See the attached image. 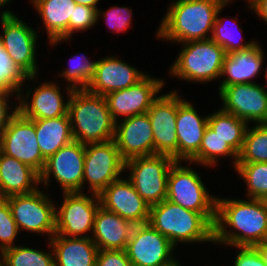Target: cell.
Here are the masks:
<instances>
[{"label": "cell", "instance_id": "40", "mask_svg": "<svg viewBox=\"0 0 267 266\" xmlns=\"http://www.w3.org/2000/svg\"><path fill=\"white\" fill-rule=\"evenodd\" d=\"M95 266H132L125 250H99Z\"/></svg>", "mask_w": 267, "mask_h": 266}, {"label": "cell", "instance_id": "6", "mask_svg": "<svg viewBox=\"0 0 267 266\" xmlns=\"http://www.w3.org/2000/svg\"><path fill=\"white\" fill-rule=\"evenodd\" d=\"M180 163L182 162L175 161L169 170L166 199L203 214L214 225L217 198L207 192L199 174L193 168Z\"/></svg>", "mask_w": 267, "mask_h": 266}, {"label": "cell", "instance_id": "2", "mask_svg": "<svg viewBox=\"0 0 267 266\" xmlns=\"http://www.w3.org/2000/svg\"><path fill=\"white\" fill-rule=\"evenodd\" d=\"M222 6L217 0H175L162 18L156 36L177 43L210 39L207 34H212Z\"/></svg>", "mask_w": 267, "mask_h": 266}, {"label": "cell", "instance_id": "11", "mask_svg": "<svg viewBox=\"0 0 267 266\" xmlns=\"http://www.w3.org/2000/svg\"><path fill=\"white\" fill-rule=\"evenodd\" d=\"M125 170V161L113 140L85 144L83 185L99 195Z\"/></svg>", "mask_w": 267, "mask_h": 266}, {"label": "cell", "instance_id": "16", "mask_svg": "<svg viewBox=\"0 0 267 266\" xmlns=\"http://www.w3.org/2000/svg\"><path fill=\"white\" fill-rule=\"evenodd\" d=\"M178 94L177 91H171L159 96L147 111L153 129L154 154L167 155L175 161H178Z\"/></svg>", "mask_w": 267, "mask_h": 266}, {"label": "cell", "instance_id": "7", "mask_svg": "<svg viewBox=\"0 0 267 266\" xmlns=\"http://www.w3.org/2000/svg\"><path fill=\"white\" fill-rule=\"evenodd\" d=\"M3 34L0 45L10 56L13 65L25 76L36 77L37 31L19 19L12 11L0 13Z\"/></svg>", "mask_w": 267, "mask_h": 266}, {"label": "cell", "instance_id": "25", "mask_svg": "<svg viewBox=\"0 0 267 266\" xmlns=\"http://www.w3.org/2000/svg\"><path fill=\"white\" fill-rule=\"evenodd\" d=\"M48 246L53 249L55 266H95L99 249L91 237L70 238L55 234Z\"/></svg>", "mask_w": 267, "mask_h": 266}, {"label": "cell", "instance_id": "20", "mask_svg": "<svg viewBox=\"0 0 267 266\" xmlns=\"http://www.w3.org/2000/svg\"><path fill=\"white\" fill-rule=\"evenodd\" d=\"M146 75L123 60L109 56L96 60L94 74L86 90L93 94L105 96L110 92L135 85Z\"/></svg>", "mask_w": 267, "mask_h": 266}, {"label": "cell", "instance_id": "37", "mask_svg": "<svg viewBox=\"0 0 267 266\" xmlns=\"http://www.w3.org/2000/svg\"><path fill=\"white\" fill-rule=\"evenodd\" d=\"M19 230L13 219L8 201H0V254L8 248L15 246L13 243Z\"/></svg>", "mask_w": 267, "mask_h": 266}, {"label": "cell", "instance_id": "9", "mask_svg": "<svg viewBox=\"0 0 267 266\" xmlns=\"http://www.w3.org/2000/svg\"><path fill=\"white\" fill-rule=\"evenodd\" d=\"M43 192L37 189L28 194L7 197L6 200L19 232L46 233L50 240L55 235L56 206Z\"/></svg>", "mask_w": 267, "mask_h": 266}, {"label": "cell", "instance_id": "41", "mask_svg": "<svg viewBox=\"0 0 267 266\" xmlns=\"http://www.w3.org/2000/svg\"><path fill=\"white\" fill-rule=\"evenodd\" d=\"M13 93L16 96V98H18L17 92L8 91V90L0 88V133L9 125L10 120L18 112V106H15L16 108L14 107L12 110L8 104L9 95L10 94L12 95ZM8 110H12V111L10 112Z\"/></svg>", "mask_w": 267, "mask_h": 266}, {"label": "cell", "instance_id": "14", "mask_svg": "<svg viewBox=\"0 0 267 266\" xmlns=\"http://www.w3.org/2000/svg\"><path fill=\"white\" fill-rule=\"evenodd\" d=\"M84 160L85 144L74 140L46 160L40 183L47 186L53 176L63 192H82Z\"/></svg>", "mask_w": 267, "mask_h": 266}, {"label": "cell", "instance_id": "29", "mask_svg": "<svg viewBox=\"0 0 267 266\" xmlns=\"http://www.w3.org/2000/svg\"><path fill=\"white\" fill-rule=\"evenodd\" d=\"M249 124L233 114L218 110L208 115V126L239 154Z\"/></svg>", "mask_w": 267, "mask_h": 266}, {"label": "cell", "instance_id": "8", "mask_svg": "<svg viewBox=\"0 0 267 266\" xmlns=\"http://www.w3.org/2000/svg\"><path fill=\"white\" fill-rule=\"evenodd\" d=\"M174 162L172 157L159 154L125 161V169H130L128 179L149 206L166 199L168 174Z\"/></svg>", "mask_w": 267, "mask_h": 266}, {"label": "cell", "instance_id": "45", "mask_svg": "<svg viewBox=\"0 0 267 266\" xmlns=\"http://www.w3.org/2000/svg\"><path fill=\"white\" fill-rule=\"evenodd\" d=\"M99 0H74L76 4L85 5L88 7H93L98 10L97 3Z\"/></svg>", "mask_w": 267, "mask_h": 266}, {"label": "cell", "instance_id": "46", "mask_svg": "<svg viewBox=\"0 0 267 266\" xmlns=\"http://www.w3.org/2000/svg\"><path fill=\"white\" fill-rule=\"evenodd\" d=\"M5 199H6V197L4 195V192H3V189H2V186L0 183V201L5 200Z\"/></svg>", "mask_w": 267, "mask_h": 266}, {"label": "cell", "instance_id": "26", "mask_svg": "<svg viewBox=\"0 0 267 266\" xmlns=\"http://www.w3.org/2000/svg\"><path fill=\"white\" fill-rule=\"evenodd\" d=\"M36 11L39 12L50 45L69 39V20L72 18L74 0H31Z\"/></svg>", "mask_w": 267, "mask_h": 266}, {"label": "cell", "instance_id": "44", "mask_svg": "<svg viewBox=\"0 0 267 266\" xmlns=\"http://www.w3.org/2000/svg\"><path fill=\"white\" fill-rule=\"evenodd\" d=\"M254 248L258 251L263 262L267 266V240L260 244L255 245Z\"/></svg>", "mask_w": 267, "mask_h": 266}, {"label": "cell", "instance_id": "42", "mask_svg": "<svg viewBox=\"0 0 267 266\" xmlns=\"http://www.w3.org/2000/svg\"><path fill=\"white\" fill-rule=\"evenodd\" d=\"M240 252L234 259V266H266L254 247H238Z\"/></svg>", "mask_w": 267, "mask_h": 266}, {"label": "cell", "instance_id": "24", "mask_svg": "<svg viewBox=\"0 0 267 266\" xmlns=\"http://www.w3.org/2000/svg\"><path fill=\"white\" fill-rule=\"evenodd\" d=\"M263 57L264 52L257 42L245 50L226 54L221 71V77L226 75V78L221 82L219 90L233 84L255 83L250 79L259 75Z\"/></svg>", "mask_w": 267, "mask_h": 266}, {"label": "cell", "instance_id": "5", "mask_svg": "<svg viewBox=\"0 0 267 266\" xmlns=\"http://www.w3.org/2000/svg\"><path fill=\"white\" fill-rule=\"evenodd\" d=\"M183 49L170 68L171 76L181 80L209 82L221 77L225 50L211 38L181 43ZM185 44V45H184Z\"/></svg>", "mask_w": 267, "mask_h": 266}, {"label": "cell", "instance_id": "1", "mask_svg": "<svg viewBox=\"0 0 267 266\" xmlns=\"http://www.w3.org/2000/svg\"><path fill=\"white\" fill-rule=\"evenodd\" d=\"M226 225L235 230H227ZM266 240L267 205L265 200L217 197L214 243L237 248L254 247Z\"/></svg>", "mask_w": 267, "mask_h": 266}, {"label": "cell", "instance_id": "36", "mask_svg": "<svg viewBox=\"0 0 267 266\" xmlns=\"http://www.w3.org/2000/svg\"><path fill=\"white\" fill-rule=\"evenodd\" d=\"M26 79L33 80L35 77H25L13 65L10 56L0 45V88L21 92V87Z\"/></svg>", "mask_w": 267, "mask_h": 266}, {"label": "cell", "instance_id": "31", "mask_svg": "<svg viewBox=\"0 0 267 266\" xmlns=\"http://www.w3.org/2000/svg\"><path fill=\"white\" fill-rule=\"evenodd\" d=\"M255 125L246 129L237 163L267 162V123Z\"/></svg>", "mask_w": 267, "mask_h": 266}, {"label": "cell", "instance_id": "30", "mask_svg": "<svg viewBox=\"0 0 267 266\" xmlns=\"http://www.w3.org/2000/svg\"><path fill=\"white\" fill-rule=\"evenodd\" d=\"M232 157L233 167L237 165L239 154L209 126L206 127L199 151L189 160L190 163L205 166L217 165L218 157Z\"/></svg>", "mask_w": 267, "mask_h": 266}, {"label": "cell", "instance_id": "10", "mask_svg": "<svg viewBox=\"0 0 267 266\" xmlns=\"http://www.w3.org/2000/svg\"><path fill=\"white\" fill-rule=\"evenodd\" d=\"M63 194L62 205L55 209V234L70 238L90 237L89 233L88 236L85 234L93 231L95 216L101 206L99 196L93 193L90 197L83 192Z\"/></svg>", "mask_w": 267, "mask_h": 266}, {"label": "cell", "instance_id": "3", "mask_svg": "<svg viewBox=\"0 0 267 266\" xmlns=\"http://www.w3.org/2000/svg\"><path fill=\"white\" fill-rule=\"evenodd\" d=\"M68 115L75 141L88 144L114 139L115 121L105 96L86 89L73 90L68 98Z\"/></svg>", "mask_w": 267, "mask_h": 266}, {"label": "cell", "instance_id": "33", "mask_svg": "<svg viewBox=\"0 0 267 266\" xmlns=\"http://www.w3.org/2000/svg\"><path fill=\"white\" fill-rule=\"evenodd\" d=\"M234 168L246 183L248 197L267 198V162L237 163Z\"/></svg>", "mask_w": 267, "mask_h": 266}, {"label": "cell", "instance_id": "48", "mask_svg": "<svg viewBox=\"0 0 267 266\" xmlns=\"http://www.w3.org/2000/svg\"><path fill=\"white\" fill-rule=\"evenodd\" d=\"M220 3H222L223 5H228L230 3L231 0H217Z\"/></svg>", "mask_w": 267, "mask_h": 266}, {"label": "cell", "instance_id": "23", "mask_svg": "<svg viewBox=\"0 0 267 266\" xmlns=\"http://www.w3.org/2000/svg\"><path fill=\"white\" fill-rule=\"evenodd\" d=\"M134 226L132 222L100 206L90 237L99 250H125Z\"/></svg>", "mask_w": 267, "mask_h": 266}, {"label": "cell", "instance_id": "15", "mask_svg": "<svg viewBox=\"0 0 267 266\" xmlns=\"http://www.w3.org/2000/svg\"><path fill=\"white\" fill-rule=\"evenodd\" d=\"M221 110L256 124L267 123V90L258 83L226 86L219 90Z\"/></svg>", "mask_w": 267, "mask_h": 266}, {"label": "cell", "instance_id": "13", "mask_svg": "<svg viewBox=\"0 0 267 266\" xmlns=\"http://www.w3.org/2000/svg\"><path fill=\"white\" fill-rule=\"evenodd\" d=\"M0 151L29 165L39 174L44 169L46 160L40 152L35 124L19 112L0 133Z\"/></svg>", "mask_w": 267, "mask_h": 266}, {"label": "cell", "instance_id": "38", "mask_svg": "<svg viewBox=\"0 0 267 266\" xmlns=\"http://www.w3.org/2000/svg\"><path fill=\"white\" fill-rule=\"evenodd\" d=\"M100 10L85 5L76 4L73 8L72 18L69 20V38L72 33L92 28L98 22Z\"/></svg>", "mask_w": 267, "mask_h": 266}, {"label": "cell", "instance_id": "43", "mask_svg": "<svg viewBox=\"0 0 267 266\" xmlns=\"http://www.w3.org/2000/svg\"><path fill=\"white\" fill-rule=\"evenodd\" d=\"M249 5L267 23V0H251Z\"/></svg>", "mask_w": 267, "mask_h": 266}, {"label": "cell", "instance_id": "19", "mask_svg": "<svg viewBox=\"0 0 267 266\" xmlns=\"http://www.w3.org/2000/svg\"><path fill=\"white\" fill-rule=\"evenodd\" d=\"M123 120V121H122ZM115 122L114 141L124 161L135 157L154 155V138L146 113Z\"/></svg>", "mask_w": 267, "mask_h": 266}, {"label": "cell", "instance_id": "35", "mask_svg": "<svg viewBox=\"0 0 267 266\" xmlns=\"http://www.w3.org/2000/svg\"><path fill=\"white\" fill-rule=\"evenodd\" d=\"M225 6L226 5H223L217 12L216 20H215V23L213 26L212 35H210L211 39L214 42H216L219 46H221L225 50L226 54H229V53H232L235 51L245 50V49L253 46L256 43V41H250V42L243 44V42H241L243 40L242 37L239 38L240 39L239 40L237 38L238 35H234V33H235V31H233L234 29H239L238 31L242 32V29L239 27V25H237V23L234 22L233 24L234 25L236 24L235 28L230 29L228 25L224 24V22H225V21H223L224 18L218 17L219 13L221 12V10ZM227 26H228V28H227Z\"/></svg>", "mask_w": 267, "mask_h": 266}, {"label": "cell", "instance_id": "32", "mask_svg": "<svg viewBox=\"0 0 267 266\" xmlns=\"http://www.w3.org/2000/svg\"><path fill=\"white\" fill-rule=\"evenodd\" d=\"M0 256L5 266H55L53 249L45 252L15 245L5 249Z\"/></svg>", "mask_w": 267, "mask_h": 266}, {"label": "cell", "instance_id": "12", "mask_svg": "<svg viewBox=\"0 0 267 266\" xmlns=\"http://www.w3.org/2000/svg\"><path fill=\"white\" fill-rule=\"evenodd\" d=\"M175 246L149 223L135 225L126 246L132 266H174Z\"/></svg>", "mask_w": 267, "mask_h": 266}, {"label": "cell", "instance_id": "27", "mask_svg": "<svg viewBox=\"0 0 267 266\" xmlns=\"http://www.w3.org/2000/svg\"><path fill=\"white\" fill-rule=\"evenodd\" d=\"M0 183L6 198L34 192L41 184L40 174L36 170L1 151Z\"/></svg>", "mask_w": 267, "mask_h": 266}, {"label": "cell", "instance_id": "49", "mask_svg": "<svg viewBox=\"0 0 267 266\" xmlns=\"http://www.w3.org/2000/svg\"><path fill=\"white\" fill-rule=\"evenodd\" d=\"M0 266H5L2 260H0Z\"/></svg>", "mask_w": 267, "mask_h": 266}, {"label": "cell", "instance_id": "39", "mask_svg": "<svg viewBox=\"0 0 267 266\" xmlns=\"http://www.w3.org/2000/svg\"><path fill=\"white\" fill-rule=\"evenodd\" d=\"M107 21L108 28L114 32H123L131 24L132 9L127 7H118L117 5L109 8L106 12H101Z\"/></svg>", "mask_w": 267, "mask_h": 266}, {"label": "cell", "instance_id": "22", "mask_svg": "<svg viewBox=\"0 0 267 266\" xmlns=\"http://www.w3.org/2000/svg\"><path fill=\"white\" fill-rule=\"evenodd\" d=\"M176 125L178 161H189L199 151L204 131L208 126V115L201 117L192 103L178 95Z\"/></svg>", "mask_w": 267, "mask_h": 266}, {"label": "cell", "instance_id": "4", "mask_svg": "<svg viewBox=\"0 0 267 266\" xmlns=\"http://www.w3.org/2000/svg\"><path fill=\"white\" fill-rule=\"evenodd\" d=\"M148 223L174 246L181 242H214V225L203 214L167 199L150 206Z\"/></svg>", "mask_w": 267, "mask_h": 266}, {"label": "cell", "instance_id": "18", "mask_svg": "<svg viewBox=\"0 0 267 266\" xmlns=\"http://www.w3.org/2000/svg\"><path fill=\"white\" fill-rule=\"evenodd\" d=\"M100 205L134 225L148 223L150 206L134 189L129 179L113 181L99 195Z\"/></svg>", "mask_w": 267, "mask_h": 266}, {"label": "cell", "instance_id": "17", "mask_svg": "<svg viewBox=\"0 0 267 266\" xmlns=\"http://www.w3.org/2000/svg\"><path fill=\"white\" fill-rule=\"evenodd\" d=\"M164 82L147 74L135 85L105 95L112 119L119 122L122 115L127 118L146 113L159 97L156 95L165 86Z\"/></svg>", "mask_w": 267, "mask_h": 266}, {"label": "cell", "instance_id": "34", "mask_svg": "<svg viewBox=\"0 0 267 266\" xmlns=\"http://www.w3.org/2000/svg\"><path fill=\"white\" fill-rule=\"evenodd\" d=\"M73 59V61H71ZM69 68L65 69L60 76L65 78L67 82L71 84L67 85V94H71L73 90L86 89L90 82L95 69L96 61H89V59L83 55H74L71 58ZM75 60V61H74ZM77 62V63H76ZM73 64V66H72Z\"/></svg>", "mask_w": 267, "mask_h": 266}, {"label": "cell", "instance_id": "50", "mask_svg": "<svg viewBox=\"0 0 267 266\" xmlns=\"http://www.w3.org/2000/svg\"><path fill=\"white\" fill-rule=\"evenodd\" d=\"M265 78H266V81H267V68H266Z\"/></svg>", "mask_w": 267, "mask_h": 266}, {"label": "cell", "instance_id": "21", "mask_svg": "<svg viewBox=\"0 0 267 266\" xmlns=\"http://www.w3.org/2000/svg\"><path fill=\"white\" fill-rule=\"evenodd\" d=\"M31 92V90H27L26 96L24 94L21 96V92H18V112L23 117L30 120H38L68 115V100L64 102V97L56 82H44L37 86L32 92V100L30 102L27 100Z\"/></svg>", "mask_w": 267, "mask_h": 266}, {"label": "cell", "instance_id": "28", "mask_svg": "<svg viewBox=\"0 0 267 266\" xmlns=\"http://www.w3.org/2000/svg\"><path fill=\"white\" fill-rule=\"evenodd\" d=\"M31 121L35 124L40 152L45 160L74 141L69 115Z\"/></svg>", "mask_w": 267, "mask_h": 266}, {"label": "cell", "instance_id": "47", "mask_svg": "<svg viewBox=\"0 0 267 266\" xmlns=\"http://www.w3.org/2000/svg\"><path fill=\"white\" fill-rule=\"evenodd\" d=\"M8 1L10 0H0V7L5 6L7 3H9Z\"/></svg>", "mask_w": 267, "mask_h": 266}]
</instances>
